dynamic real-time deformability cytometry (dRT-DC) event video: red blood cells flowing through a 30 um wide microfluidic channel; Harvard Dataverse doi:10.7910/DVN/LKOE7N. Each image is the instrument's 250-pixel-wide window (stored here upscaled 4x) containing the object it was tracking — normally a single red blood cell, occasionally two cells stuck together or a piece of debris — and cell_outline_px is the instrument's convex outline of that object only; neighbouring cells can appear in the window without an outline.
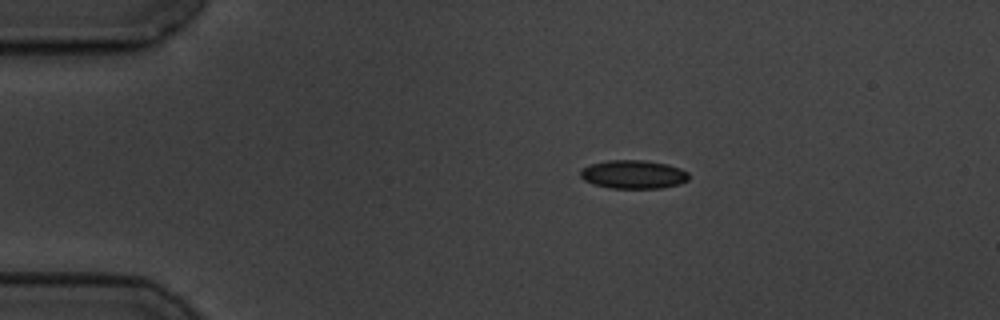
{"species": "common noctule bat (a hibernating species)", "species_latin": "Nyctalus noctula", "temperature_condition": "cold", "stored_images_in_passage": 48, "camera_frame_rate_fps": 3000, "um_per_image_px": 0.085, "animal": {"sex": "male", "body_mass_g": 19.5, "forearm_length_mm": 54.6}, "frame": {"image": 1, "passage_image": 1, "time_ms": 0.0, "image_size_px": [1000, 320], "cell_outline_px": [[688, 180], [680, 184], [660, 188], [608, 188], [592, 184], [584, 180], [580, 176], [580, 168], [592, 164], [608, 160], [644, 160], [668, 164], [680, 168], [688, 172]], "centroid_in_image_um": [53.82, 14.82], "position_along_channel_um": 31.2, "area_um2": 18.15}}
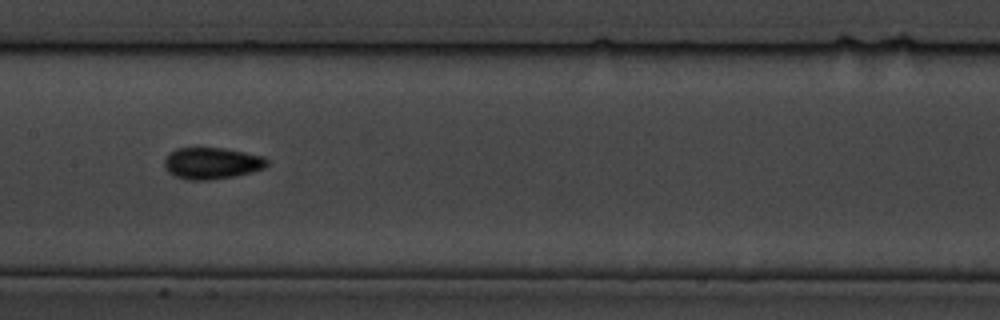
{"frame": {"image": 2, "passage_image": 19, "time_ms": 6.0, "image_size_px": [1000, 320], "cell_outline_px": [[268, 164], [264, 168], [252, 172], [236, 176], [208, 180], [188, 180], [176, 176], [168, 172], [164, 168], [164, 160], [176, 148], [224, 148], [264, 156], [268, 160]], "centroid_in_image_um": [18.02, 13.88], "position_along_channel_um": 189.4, "area_um2": 18.9}}
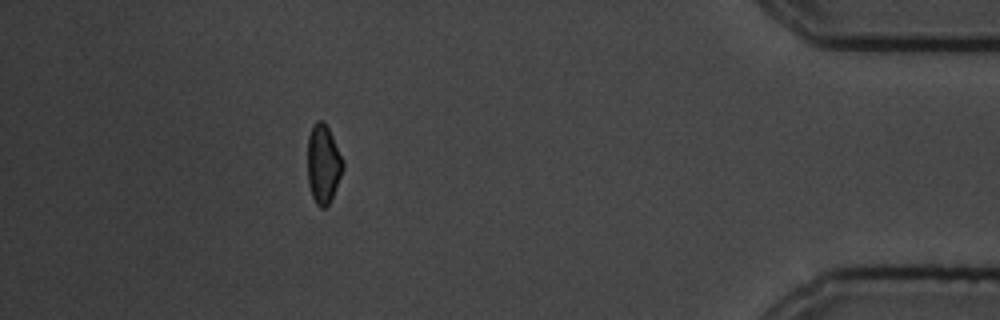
{"frame": {"image": 3, "passage_image": 42, "time_ms": 13.667, "image_size_px": [1000, 320], "cell_outline_px": [[344, 168], [336, 188], [328, 204], [324, 208], [320, 208], [316, 204], [312, 196], [308, 184], [308, 136], [312, 124], [316, 120], [320, 120], [328, 128], [344, 160]], "centroid_in_image_um": [27.47, 13.94], "position_along_channel_um": 407.7, "area_um2": 16.24}, "authors_computed_cell_mechanics": {"area_um2": 17.6868, "velocity_mm_per_s": 3.4776, "shape_relaxation_time_tau1_ms": 3.5195, "shape_relaxation_time_tau2_ms": 6.1327, "deformation_change_tau1": 0.0839, "deformation_change_tau2": 0.1109}}